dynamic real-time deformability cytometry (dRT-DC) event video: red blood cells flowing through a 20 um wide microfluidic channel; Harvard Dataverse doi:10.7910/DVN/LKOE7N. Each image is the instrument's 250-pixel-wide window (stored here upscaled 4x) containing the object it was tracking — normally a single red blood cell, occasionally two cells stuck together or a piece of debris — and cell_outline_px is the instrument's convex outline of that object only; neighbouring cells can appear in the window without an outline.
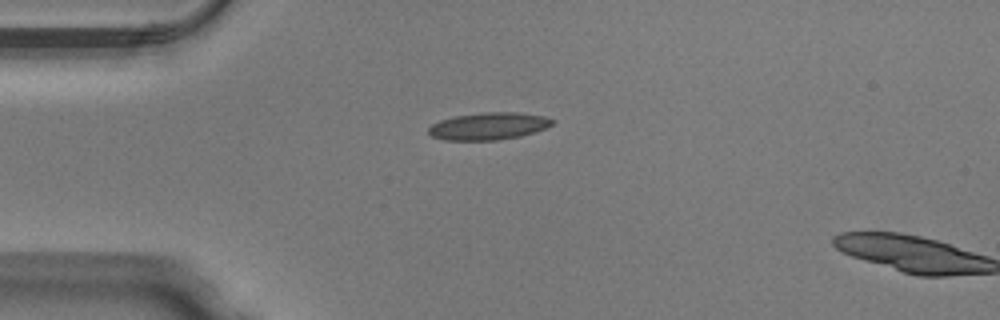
{"species": "Egyptian fruit bat (a non-hibernating species)", "species_latin": "Rousettus aegyptiacus", "temperature_condition": "warm", "stored_images_in_passage": 2, "camera_frame_rate_fps": 3000, "um_per_image_px": 0.085, "animal": {"sex": "male"}, "frame": {"image": 1, "passage_image": 1, "time_ms": 0.0, "image_size_px": [1000, 320], "cell_outline_px": [[556, 120], [552, 124], [544, 128], [520, 136], [500, 140], [444, 140], [432, 136], [428, 132], [428, 128], [432, 124], [440, 120], [456, 116], [484, 112], [520, 112], [544, 116]], "centroid_in_image_um": [41.53, 10.72], "position_along_channel_um": 43.5, "area_um2": 19.59}}